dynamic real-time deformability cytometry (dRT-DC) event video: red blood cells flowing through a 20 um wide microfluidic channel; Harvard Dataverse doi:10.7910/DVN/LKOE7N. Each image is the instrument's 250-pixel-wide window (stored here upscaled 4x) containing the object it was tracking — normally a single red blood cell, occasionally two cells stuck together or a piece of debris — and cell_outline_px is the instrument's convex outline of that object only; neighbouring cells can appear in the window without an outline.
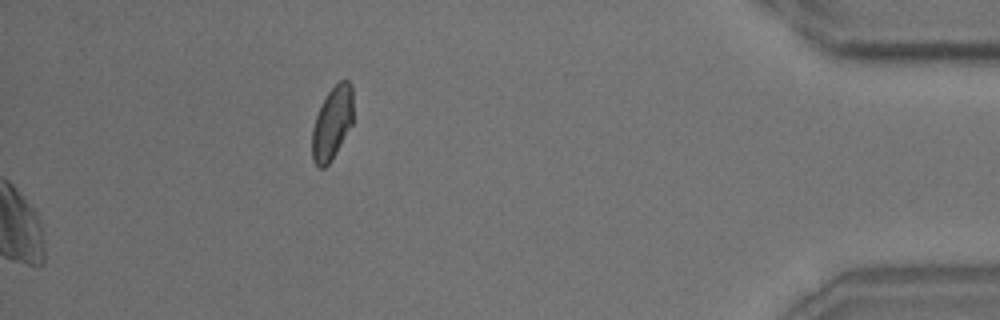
{"species": "common noctule bat (a hibernating species)", "species_latin": "Nyctalus noctula", "temperature_condition": "room temperature", "stored_images_in_passage": 45, "segment_of_instrument_passage": [2, 2], "camera_frame_rate_fps": 3000, "um_per_image_px": 0.085, "animal": {"sex": "male", "body_mass_g": 18.8}, "frame": {"image": 1, "passage_image": 45, "time_ms": 14.667, "image_size_px": [1000, 320], "cell_outline_px": [[352, 124], [332, 160], [324, 168], [320, 168], [312, 160], [312, 128], [316, 116], [328, 92], [340, 80], [348, 80], [352, 84]], "centroid_in_image_um": [28.23, 10.48], "position_along_channel_um": 407.0, "area_um2": 17.34}}